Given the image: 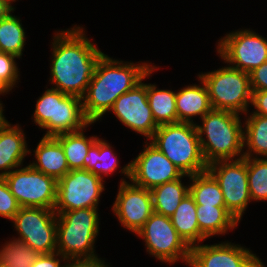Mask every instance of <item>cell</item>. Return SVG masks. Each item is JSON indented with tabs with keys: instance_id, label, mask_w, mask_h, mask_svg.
Wrapping results in <instances>:
<instances>
[{
	"instance_id": "26",
	"label": "cell",
	"mask_w": 267,
	"mask_h": 267,
	"mask_svg": "<svg viewBox=\"0 0 267 267\" xmlns=\"http://www.w3.org/2000/svg\"><path fill=\"white\" fill-rule=\"evenodd\" d=\"M120 166L113 147L106 140L98 138L90 147L84 158L83 169L99 176L102 180L106 175L113 174Z\"/></svg>"
},
{
	"instance_id": "16",
	"label": "cell",
	"mask_w": 267,
	"mask_h": 267,
	"mask_svg": "<svg viewBox=\"0 0 267 267\" xmlns=\"http://www.w3.org/2000/svg\"><path fill=\"white\" fill-rule=\"evenodd\" d=\"M119 223L136 233L154 213L151 190L139 187L123 177L112 206Z\"/></svg>"
},
{
	"instance_id": "36",
	"label": "cell",
	"mask_w": 267,
	"mask_h": 267,
	"mask_svg": "<svg viewBox=\"0 0 267 267\" xmlns=\"http://www.w3.org/2000/svg\"><path fill=\"white\" fill-rule=\"evenodd\" d=\"M65 260L66 258L58 252L39 254L31 267H63L64 264L61 265V262Z\"/></svg>"
},
{
	"instance_id": "29",
	"label": "cell",
	"mask_w": 267,
	"mask_h": 267,
	"mask_svg": "<svg viewBox=\"0 0 267 267\" xmlns=\"http://www.w3.org/2000/svg\"><path fill=\"white\" fill-rule=\"evenodd\" d=\"M26 32L20 17L10 13L0 21V52L22 57L26 44Z\"/></svg>"
},
{
	"instance_id": "13",
	"label": "cell",
	"mask_w": 267,
	"mask_h": 267,
	"mask_svg": "<svg viewBox=\"0 0 267 267\" xmlns=\"http://www.w3.org/2000/svg\"><path fill=\"white\" fill-rule=\"evenodd\" d=\"M104 180L85 169L70 170L57 180L56 214L81 208H98Z\"/></svg>"
},
{
	"instance_id": "8",
	"label": "cell",
	"mask_w": 267,
	"mask_h": 267,
	"mask_svg": "<svg viewBox=\"0 0 267 267\" xmlns=\"http://www.w3.org/2000/svg\"><path fill=\"white\" fill-rule=\"evenodd\" d=\"M136 235L143 238L148 254L162 263L173 265L181 259L188 265L191 247L178 234L170 217L154 212Z\"/></svg>"
},
{
	"instance_id": "34",
	"label": "cell",
	"mask_w": 267,
	"mask_h": 267,
	"mask_svg": "<svg viewBox=\"0 0 267 267\" xmlns=\"http://www.w3.org/2000/svg\"><path fill=\"white\" fill-rule=\"evenodd\" d=\"M252 91L267 90V61L249 73Z\"/></svg>"
},
{
	"instance_id": "31",
	"label": "cell",
	"mask_w": 267,
	"mask_h": 267,
	"mask_svg": "<svg viewBox=\"0 0 267 267\" xmlns=\"http://www.w3.org/2000/svg\"><path fill=\"white\" fill-rule=\"evenodd\" d=\"M251 201L267 200V158H247Z\"/></svg>"
},
{
	"instance_id": "24",
	"label": "cell",
	"mask_w": 267,
	"mask_h": 267,
	"mask_svg": "<svg viewBox=\"0 0 267 267\" xmlns=\"http://www.w3.org/2000/svg\"><path fill=\"white\" fill-rule=\"evenodd\" d=\"M91 124L93 125L94 122H90L79 131L54 136L63 148L69 170L83 169L84 158L88 154L90 147L98 139L97 135L87 137L84 134V131L87 130L86 128Z\"/></svg>"
},
{
	"instance_id": "25",
	"label": "cell",
	"mask_w": 267,
	"mask_h": 267,
	"mask_svg": "<svg viewBox=\"0 0 267 267\" xmlns=\"http://www.w3.org/2000/svg\"><path fill=\"white\" fill-rule=\"evenodd\" d=\"M182 175L179 179L166 182L151 190L153 199V210L155 213L171 217L182 199L189 194V185L182 183Z\"/></svg>"
},
{
	"instance_id": "12",
	"label": "cell",
	"mask_w": 267,
	"mask_h": 267,
	"mask_svg": "<svg viewBox=\"0 0 267 267\" xmlns=\"http://www.w3.org/2000/svg\"><path fill=\"white\" fill-rule=\"evenodd\" d=\"M207 171L218 182L226 209L240 222L251 202L247 157L213 162L208 165Z\"/></svg>"
},
{
	"instance_id": "15",
	"label": "cell",
	"mask_w": 267,
	"mask_h": 267,
	"mask_svg": "<svg viewBox=\"0 0 267 267\" xmlns=\"http://www.w3.org/2000/svg\"><path fill=\"white\" fill-rule=\"evenodd\" d=\"M109 111L124 126L145 136L147 141L159 127L148 102L147 84L142 81L117 98Z\"/></svg>"
},
{
	"instance_id": "9",
	"label": "cell",
	"mask_w": 267,
	"mask_h": 267,
	"mask_svg": "<svg viewBox=\"0 0 267 267\" xmlns=\"http://www.w3.org/2000/svg\"><path fill=\"white\" fill-rule=\"evenodd\" d=\"M4 178L20 207L54 210L57 201V180L54 177L27 164L13 169Z\"/></svg>"
},
{
	"instance_id": "3",
	"label": "cell",
	"mask_w": 267,
	"mask_h": 267,
	"mask_svg": "<svg viewBox=\"0 0 267 267\" xmlns=\"http://www.w3.org/2000/svg\"><path fill=\"white\" fill-rule=\"evenodd\" d=\"M239 115L227 110L212 109L200 119L202 125L195 124L208 165L244 157V131Z\"/></svg>"
},
{
	"instance_id": "33",
	"label": "cell",
	"mask_w": 267,
	"mask_h": 267,
	"mask_svg": "<svg viewBox=\"0 0 267 267\" xmlns=\"http://www.w3.org/2000/svg\"><path fill=\"white\" fill-rule=\"evenodd\" d=\"M19 209L20 205L10 192L5 178L0 176V216L11 221Z\"/></svg>"
},
{
	"instance_id": "38",
	"label": "cell",
	"mask_w": 267,
	"mask_h": 267,
	"mask_svg": "<svg viewBox=\"0 0 267 267\" xmlns=\"http://www.w3.org/2000/svg\"><path fill=\"white\" fill-rule=\"evenodd\" d=\"M13 2L16 0H0V21L15 11V7L12 6Z\"/></svg>"
},
{
	"instance_id": "1",
	"label": "cell",
	"mask_w": 267,
	"mask_h": 267,
	"mask_svg": "<svg viewBox=\"0 0 267 267\" xmlns=\"http://www.w3.org/2000/svg\"><path fill=\"white\" fill-rule=\"evenodd\" d=\"M55 33L51 45V88L82 98L104 52L79 25Z\"/></svg>"
},
{
	"instance_id": "32",
	"label": "cell",
	"mask_w": 267,
	"mask_h": 267,
	"mask_svg": "<svg viewBox=\"0 0 267 267\" xmlns=\"http://www.w3.org/2000/svg\"><path fill=\"white\" fill-rule=\"evenodd\" d=\"M18 57L0 52V79L12 90L19 82V68L16 63Z\"/></svg>"
},
{
	"instance_id": "22",
	"label": "cell",
	"mask_w": 267,
	"mask_h": 267,
	"mask_svg": "<svg viewBox=\"0 0 267 267\" xmlns=\"http://www.w3.org/2000/svg\"><path fill=\"white\" fill-rule=\"evenodd\" d=\"M197 222L200 231L209 239L211 236L225 235L238 225V221L225 206L196 207Z\"/></svg>"
},
{
	"instance_id": "17",
	"label": "cell",
	"mask_w": 267,
	"mask_h": 267,
	"mask_svg": "<svg viewBox=\"0 0 267 267\" xmlns=\"http://www.w3.org/2000/svg\"><path fill=\"white\" fill-rule=\"evenodd\" d=\"M249 248L228 241L191 247L189 267H252L256 258Z\"/></svg>"
},
{
	"instance_id": "11",
	"label": "cell",
	"mask_w": 267,
	"mask_h": 267,
	"mask_svg": "<svg viewBox=\"0 0 267 267\" xmlns=\"http://www.w3.org/2000/svg\"><path fill=\"white\" fill-rule=\"evenodd\" d=\"M216 49L224 63L248 74L267 61V39L248 28L221 37Z\"/></svg>"
},
{
	"instance_id": "10",
	"label": "cell",
	"mask_w": 267,
	"mask_h": 267,
	"mask_svg": "<svg viewBox=\"0 0 267 267\" xmlns=\"http://www.w3.org/2000/svg\"><path fill=\"white\" fill-rule=\"evenodd\" d=\"M22 240L39 254L57 252V216L53 209L20 207L11 220Z\"/></svg>"
},
{
	"instance_id": "7",
	"label": "cell",
	"mask_w": 267,
	"mask_h": 267,
	"mask_svg": "<svg viewBox=\"0 0 267 267\" xmlns=\"http://www.w3.org/2000/svg\"><path fill=\"white\" fill-rule=\"evenodd\" d=\"M199 78L205 83L212 108L246 114L252 100L249 74L230 65L214 71L202 72Z\"/></svg>"
},
{
	"instance_id": "21",
	"label": "cell",
	"mask_w": 267,
	"mask_h": 267,
	"mask_svg": "<svg viewBox=\"0 0 267 267\" xmlns=\"http://www.w3.org/2000/svg\"><path fill=\"white\" fill-rule=\"evenodd\" d=\"M196 207L193 197L188 194L170 217L174 228L190 247L208 239L199 229Z\"/></svg>"
},
{
	"instance_id": "19",
	"label": "cell",
	"mask_w": 267,
	"mask_h": 267,
	"mask_svg": "<svg viewBox=\"0 0 267 267\" xmlns=\"http://www.w3.org/2000/svg\"><path fill=\"white\" fill-rule=\"evenodd\" d=\"M198 79L200 84L188 85L176 92L177 122L196 124L193 117L200 119L213 109L207 87Z\"/></svg>"
},
{
	"instance_id": "20",
	"label": "cell",
	"mask_w": 267,
	"mask_h": 267,
	"mask_svg": "<svg viewBox=\"0 0 267 267\" xmlns=\"http://www.w3.org/2000/svg\"><path fill=\"white\" fill-rule=\"evenodd\" d=\"M33 152L35 161L30 165L38 171L56 180L70 171L63 148L54 136H43Z\"/></svg>"
},
{
	"instance_id": "39",
	"label": "cell",
	"mask_w": 267,
	"mask_h": 267,
	"mask_svg": "<svg viewBox=\"0 0 267 267\" xmlns=\"http://www.w3.org/2000/svg\"><path fill=\"white\" fill-rule=\"evenodd\" d=\"M11 89L0 79V95H6ZM6 93V94H5ZM1 100V99H0ZM0 106L3 107V103L0 101Z\"/></svg>"
},
{
	"instance_id": "30",
	"label": "cell",
	"mask_w": 267,
	"mask_h": 267,
	"mask_svg": "<svg viewBox=\"0 0 267 267\" xmlns=\"http://www.w3.org/2000/svg\"><path fill=\"white\" fill-rule=\"evenodd\" d=\"M13 239V240H12ZM0 248V267H31L39 253L13 236Z\"/></svg>"
},
{
	"instance_id": "6",
	"label": "cell",
	"mask_w": 267,
	"mask_h": 267,
	"mask_svg": "<svg viewBox=\"0 0 267 267\" xmlns=\"http://www.w3.org/2000/svg\"><path fill=\"white\" fill-rule=\"evenodd\" d=\"M32 117L39 128L47 130L43 136L79 131L90 123L83 113L81 98L53 88L37 99Z\"/></svg>"
},
{
	"instance_id": "23",
	"label": "cell",
	"mask_w": 267,
	"mask_h": 267,
	"mask_svg": "<svg viewBox=\"0 0 267 267\" xmlns=\"http://www.w3.org/2000/svg\"><path fill=\"white\" fill-rule=\"evenodd\" d=\"M245 115L247 118L244 116L243 131L244 148L247 149L244 157L267 158V116L248 112Z\"/></svg>"
},
{
	"instance_id": "5",
	"label": "cell",
	"mask_w": 267,
	"mask_h": 267,
	"mask_svg": "<svg viewBox=\"0 0 267 267\" xmlns=\"http://www.w3.org/2000/svg\"><path fill=\"white\" fill-rule=\"evenodd\" d=\"M99 208L65 211L57 216V252L65 258L95 257L99 235Z\"/></svg>"
},
{
	"instance_id": "14",
	"label": "cell",
	"mask_w": 267,
	"mask_h": 267,
	"mask_svg": "<svg viewBox=\"0 0 267 267\" xmlns=\"http://www.w3.org/2000/svg\"><path fill=\"white\" fill-rule=\"evenodd\" d=\"M120 172L133 184L148 190L179 179L183 175L160 150L147 140L143 151L121 168Z\"/></svg>"
},
{
	"instance_id": "4",
	"label": "cell",
	"mask_w": 267,
	"mask_h": 267,
	"mask_svg": "<svg viewBox=\"0 0 267 267\" xmlns=\"http://www.w3.org/2000/svg\"><path fill=\"white\" fill-rule=\"evenodd\" d=\"M149 141L184 175L207 171L195 124L170 123L159 125Z\"/></svg>"
},
{
	"instance_id": "28",
	"label": "cell",
	"mask_w": 267,
	"mask_h": 267,
	"mask_svg": "<svg viewBox=\"0 0 267 267\" xmlns=\"http://www.w3.org/2000/svg\"><path fill=\"white\" fill-rule=\"evenodd\" d=\"M189 181V194L196 205L225 206L221 188L208 171L189 176Z\"/></svg>"
},
{
	"instance_id": "41",
	"label": "cell",
	"mask_w": 267,
	"mask_h": 267,
	"mask_svg": "<svg viewBox=\"0 0 267 267\" xmlns=\"http://www.w3.org/2000/svg\"><path fill=\"white\" fill-rule=\"evenodd\" d=\"M5 109H3L1 106H0V122L5 118V116L3 115L4 113H3V111H4Z\"/></svg>"
},
{
	"instance_id": "2",
	"label": "cell",
	"mask_w": 267,
	"mask_h": 267,
	"mask_svg": "<svg viewBox=\"0 0 267 267\" xmlns=\"http://www.w3.org/2000/svg\"><path fill=\"white\" fill-rule=\"evenodd\" d=\"M148 63L123 62L104 54L98 61L94 75L81 98L85 117L94 123L102 119L117 98L152 76L151 74L158 69L156 65Z\"/></svg>"
},
{
	"instance_id": "18",
	"label": "cell",
	"mask_w": 267,
	"mask_h": 267,
	"mask_svg": "<svg viewBox=\"0 0 267 267\" xmlns=\"http://www.w3.org/2000/svg\"><path fill=\"white\" fill-rule=\"evenodd\" d=\"M19 125L11 124L6 118L0 122V176L23 166L25 157L32 153Z\"/></svg>"
},
{
	"instance_id": "40",
	"label": "cell",
	"mask_w": 267,
	"mask_h": 267,
	"mask_svg": "<svg viewBox=\"0 0 267 267\" xmlns=\"http://www.w3.org/2000/svg\"><path fill=\"white\" fill-rule=\"evenodd\" d=\"M252 267H266L265 264L261 261V259L256 256L253 264H252Z\"/></svg>"
},
{
	"instance_id": "27",
	"label": "cell",
	"mask_w": 267,
	"mask_h": 267,
	"mask_svg": "<svg viewBox=\"0 0 267 267\" xmlns=\"http://www.w3.org/2000/svg\"><path fill=\"white\" fill-rule=\"evenodd\" d=\"M147 98L158 125L177 123L176 90L158 89L157 85L147 83Z\"/></svg>"
},
{
	"instance_id": "35",
	"label": "cell",
	"mask_w": 267,
	"mask_h": 267,
	"mask_svg": "<svg viewBox=\"0 0 267 267\" xmlns=\"http://www.w3.org/2000/svg\"><path fill=\"white\" fill-rule=\"evenodd\" d=\"M63 267H110L105 260L95 257L66 258Z\"/></svg>"
},
{
	"instance_id": "37",
	"label": "cell",
	"mask_w": 267,
	"mask_h": 267,
	"mask_svg": "<svg viewBox=\"0 0 267 267\" xmlns=\"http://www.w3.org/2000/svg\"><path fill=\"white\" fill-rule=\"evenodd\" d=\"M251 105L255 107V110L251 114L267 116V90L252 91Z\"/></svg>"
}]
</instances>
